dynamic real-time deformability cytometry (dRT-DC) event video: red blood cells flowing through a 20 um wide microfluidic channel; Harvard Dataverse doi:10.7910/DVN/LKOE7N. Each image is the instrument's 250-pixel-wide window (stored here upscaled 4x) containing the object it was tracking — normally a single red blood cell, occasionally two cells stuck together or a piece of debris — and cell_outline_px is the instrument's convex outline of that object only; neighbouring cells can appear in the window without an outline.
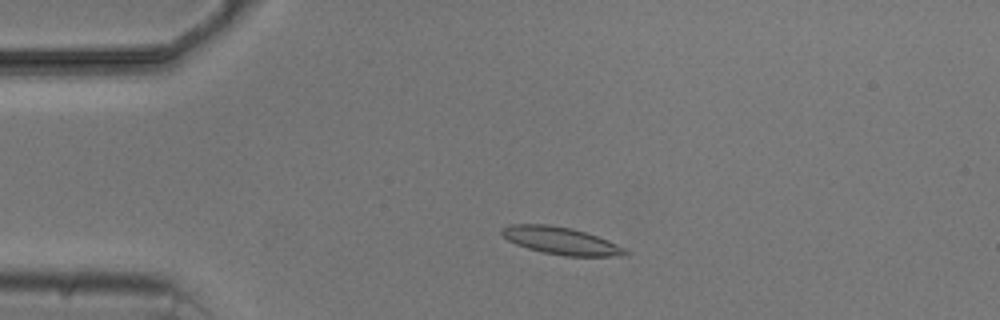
{"species": "common noctule bat (a hibernating species)", "species_latin": "Nyctalus noctula", "temperature_condition": "cold", "stored_images_in_passage": 4, "camera_frame_rate_fps": 3000, "um_per_image_px": 0.085, "animal": {"sex": "male", "body_mass_g": 20.5, "forearm_length_mm": 52.5}, "frame": {"image": 1, "passage_image": 3, "time_ms": 2.333, "image_size_px": [1000, 320], "cell_outline_px": [[632, 252], [628, 256], [564, 256], [544, 252], [528, 248], [516, 244], [508, 240], [500, 232], [500, 228], [508, 224], [548, 224], [572, 228], [608, 240]], "centroid_in_image_um": [47.69, 20.46], "position_along_channel_um": 37.3, "area_um2": 19.77}}